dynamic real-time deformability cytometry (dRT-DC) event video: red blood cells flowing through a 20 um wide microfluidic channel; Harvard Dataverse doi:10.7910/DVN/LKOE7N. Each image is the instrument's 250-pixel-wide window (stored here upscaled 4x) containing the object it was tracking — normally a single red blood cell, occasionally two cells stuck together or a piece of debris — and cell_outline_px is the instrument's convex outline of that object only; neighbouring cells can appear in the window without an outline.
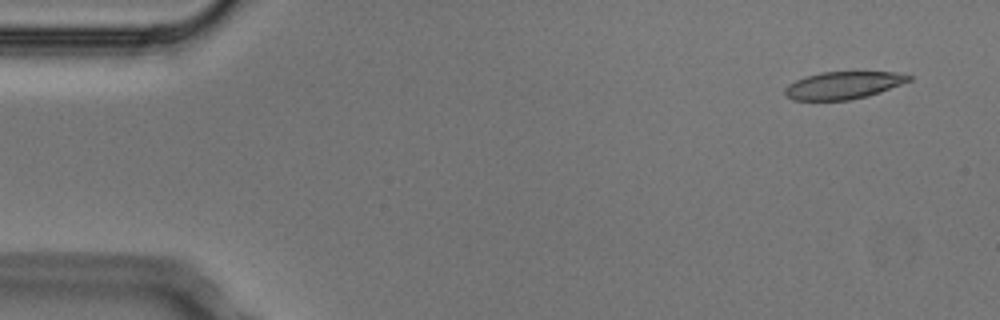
{"species": "Egyptian fruit bat (a non-hibernating species)", "species_latin": "Rousettus aegyptiacus", "temperature_condition": "cold", "stored_images_in_passage": 4, "segment_of_instrument_passage": [1, 2], "camera_frame_rate_fps": 3000, "um_per_image_px": 0.085, "animal": {"sex": "male"}, "frame": {"image": 1, "passage_image": 1, "time_ms": 0.0, "image_size_px": [1000, 320], "cell_outline_px": [[912, 80], [880, 92], [868, 96], [848, 100], [792, 100], [784, 92], [784, 88], [788, 84], [804, 76], [820, 72], [892, 72], [912, 76]], "centroid_in_image_um": [71.65, 7.25], "position_along_channel_um": 13.3, "area_um2": 19.77}}
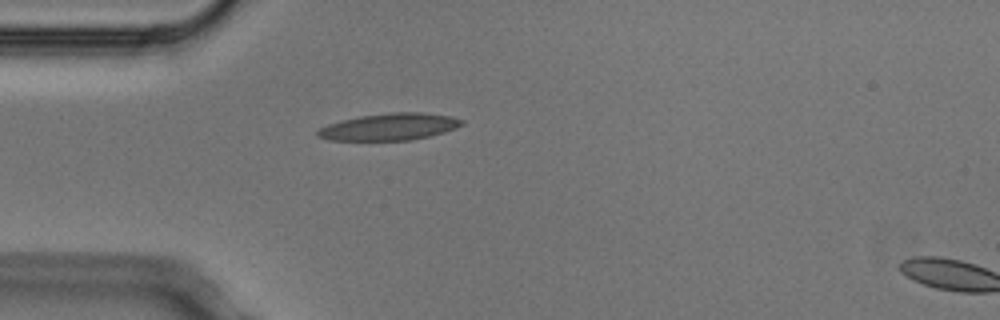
{"frame": {"image": 2, "passage_image": 3, "time_ms": 0.667, "image_size_px": [1000, 320], "cell_outline_px": [[464, 124], [456, 128], [444, 132], [412, 140], [328, 140], [316, 136], [316, 132], [320, 128], [328, 124], [360, 116], [392, 112], [424, 112], [452, 116], [464, 120]], "centroid_in_image_um": [33.13, 10.77], "position_along_channel_um": 51.9, "area_um2": 22.6}}